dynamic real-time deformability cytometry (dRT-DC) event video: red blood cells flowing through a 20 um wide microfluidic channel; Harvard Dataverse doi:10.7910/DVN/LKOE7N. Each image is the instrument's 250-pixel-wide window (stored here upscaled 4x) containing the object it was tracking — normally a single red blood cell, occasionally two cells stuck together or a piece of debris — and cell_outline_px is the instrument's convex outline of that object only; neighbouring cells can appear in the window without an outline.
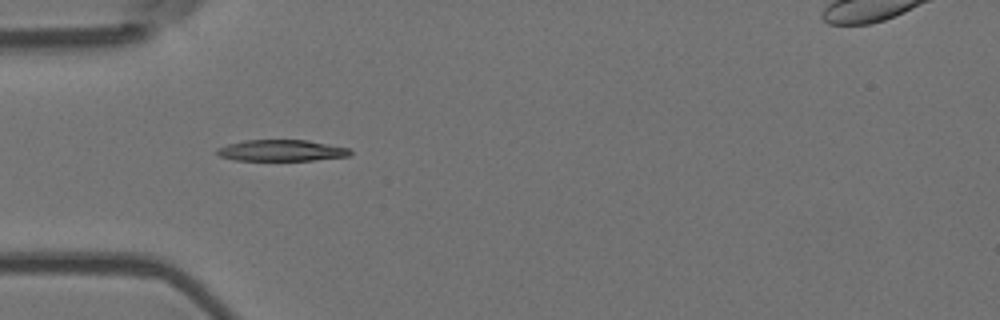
{"species": "Egyptian fruit bat (a non-hibernating species)", "species_latin": "Rousettus aegyptiacus", "temperature_condition": "room temperature", "stored_images_in_passage": 4, "camera_frame_rate_fps": 3000, "um_per_image_px": 0.085, "animal": {"sex": "female"}, "frame": {"image": 1, "passage_image": 3, "time_ms": 0.667, "image_size_px": [1000, 320], "cell_outline_px": [[352, 152], [348, 156], [312, 160], [236, 160], [220, 156], [216, 152], [216, 148], [228, 144], [244, 140], [308, 140], [348, 148]], "centroid_in_image_um": [23.9, 12.78], "position_along_channel_um": 61.1, "area_um2": 16.36}}
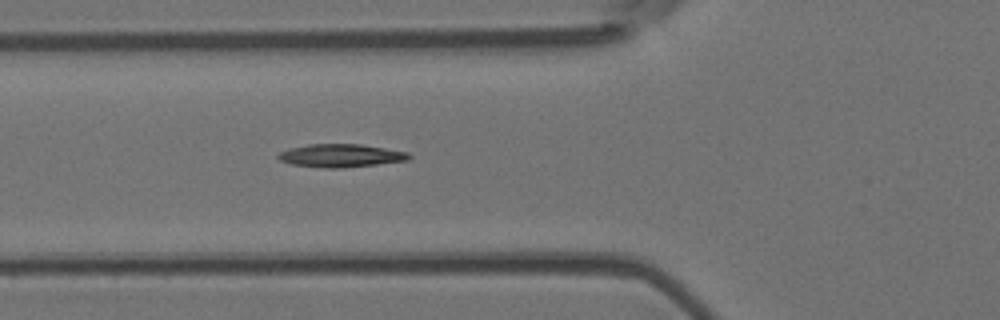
{"frame": {"image": 2, "passage_image": 4, "time_ms": 1.0, "image_size_px": [1000, 320], "cell_outline_px": [[412, 156], [408, 160], [376, 164], [340, 168], [324, 168], [292, 164], [280, 160], [276, 156], [280, 152], [288, 148], [308, 144], [360, 144], [408, 152]], "centroid_in_image_um": [28.94, 13.22], "position_along_channel_um": 96.9, "area_um2": 17.51}}